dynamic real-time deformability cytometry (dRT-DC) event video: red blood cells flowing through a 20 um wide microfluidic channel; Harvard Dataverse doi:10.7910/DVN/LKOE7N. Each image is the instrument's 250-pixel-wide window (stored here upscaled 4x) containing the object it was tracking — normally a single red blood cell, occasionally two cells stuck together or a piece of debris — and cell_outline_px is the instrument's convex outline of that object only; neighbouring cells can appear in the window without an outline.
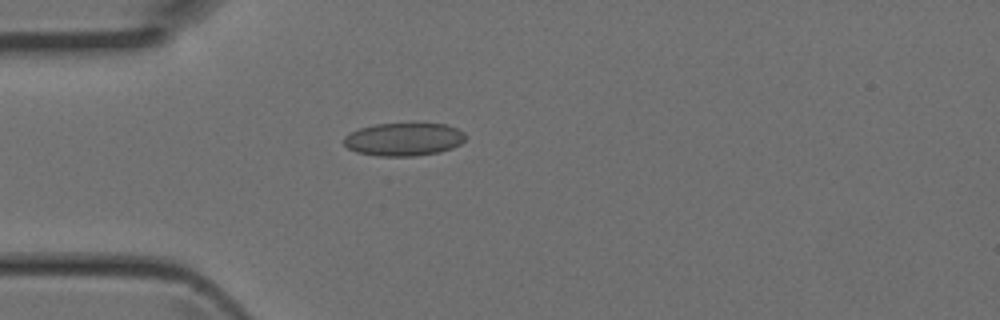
{"species": "Egyptian fruit bat (a non-hibernating species)", "species_latin": "Rousettus aegyptiacus", "temperature_condition": "room temperature", "stored_images_in_passage": 4, "camera_frame_rate_fps": 3000, "um_per_image_px": 0.085, "animal": {"sex": "female"}, "frame": {"image": 1, "passage_image": 4, "time_ms": 1.0, "image_size_px": [1000, 320], "cell_outline_px": [[464, 140], [460, 144], [452, 148], [440, 152], [416, 156], [376, 156], [356, 152], [348, 148], [344, 144], [344, 136], [360, 128], [376, 124], [412, 120], [448, 124], [464, 132]], "centroid_in_image_um": [34.35, 11.79], "position_along_channel_um": 50.7, "area_um2": 24.39}}